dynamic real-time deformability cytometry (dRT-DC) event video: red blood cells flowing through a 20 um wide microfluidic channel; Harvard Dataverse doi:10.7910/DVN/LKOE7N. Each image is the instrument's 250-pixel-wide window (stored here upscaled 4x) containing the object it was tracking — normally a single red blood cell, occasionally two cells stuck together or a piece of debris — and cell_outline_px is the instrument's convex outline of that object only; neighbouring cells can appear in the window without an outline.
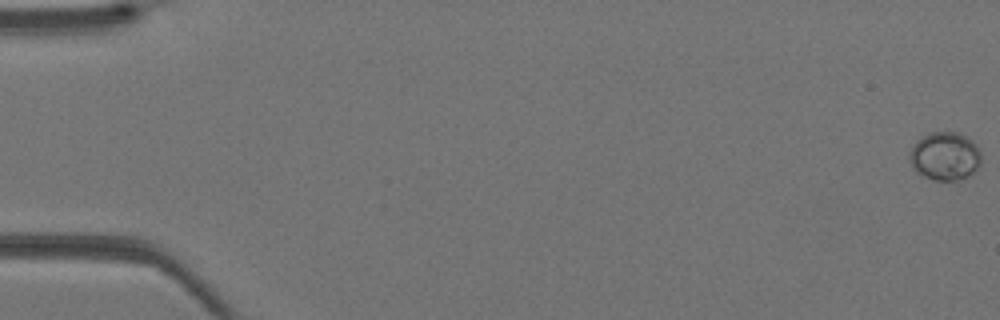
{"species": "Egyptian fruit bat (a non-hibernating species)", "species_latin": "Rousettus aegyptiacus", "temperature_condition": "warm", "stored_images_in_passage": 42, "camera_frame_rate_fps": 3000, "um_per_image_px": 0.085, "animal": {"sex": "female"}, "frame": {"image": 1, "passage_image": 1, "time_ms": 0.0, "image_size_px": [1000, 320], "cell_outline_px": [[980, 164], [972, 172], [960, 180], [936, 180], [924, 176], [916, 172], [912, 168], [908, 160], [908, 152], [912, 144], [916, 140], [928, 132], [960, 132], [968, 136], [980, 148]], "centroid_in_image_um": [80.27, 13.24], "position_along_channel_um": 4.7, "area_um2": 20.58}}
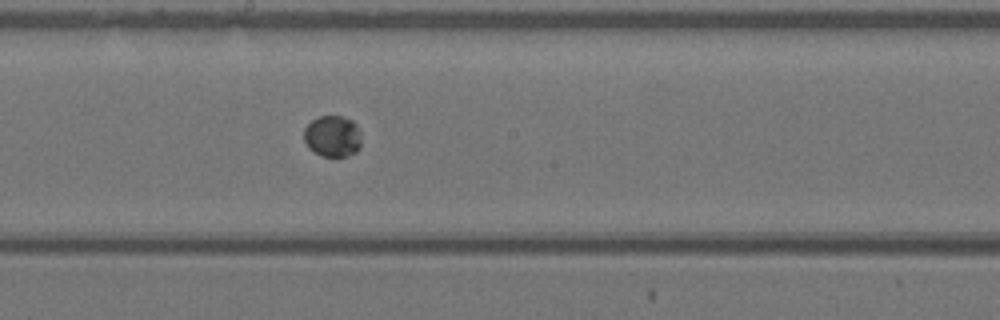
{"frame": {"image": 2, "passage_image": 24, "time_ms": 7.667, "image_size_px": [1000, 320], "cell_outline_px": [[360, 148], [356, 152], [344, 156], [320, 156], [312, 152], [308, 148], [304, 140], [304, 128], [312, 120], [320, 116], [340, 116], [352, 120], [356, 124], [360, 132]], "centroid_in_image_um": [28.25, 11.59], "position_along_channel_um": 220.0, "area_um2": 13.93}}
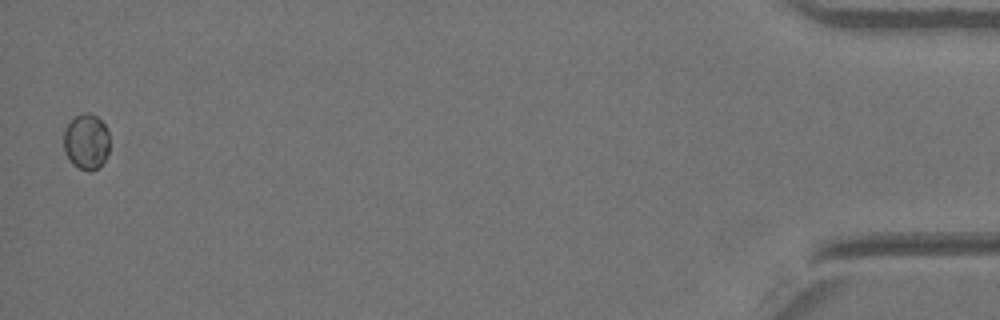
{"frame": {"image": 3, "passage_image": 42, "time_ms": 13.667, "image_size_px": [1000, 320], "cell_outline_px": [[108, 152], [100, 168], [92, 172], [88, 172], [72, 164], [64, 152], [64, 128], [76, 116], [84, 112], [88, 112], [96, 116], [108, 128]], "centroid_in_image_um": [7.34, 12.06], "position_along_channel_um": 427.9, "area_um2": 15.03}}